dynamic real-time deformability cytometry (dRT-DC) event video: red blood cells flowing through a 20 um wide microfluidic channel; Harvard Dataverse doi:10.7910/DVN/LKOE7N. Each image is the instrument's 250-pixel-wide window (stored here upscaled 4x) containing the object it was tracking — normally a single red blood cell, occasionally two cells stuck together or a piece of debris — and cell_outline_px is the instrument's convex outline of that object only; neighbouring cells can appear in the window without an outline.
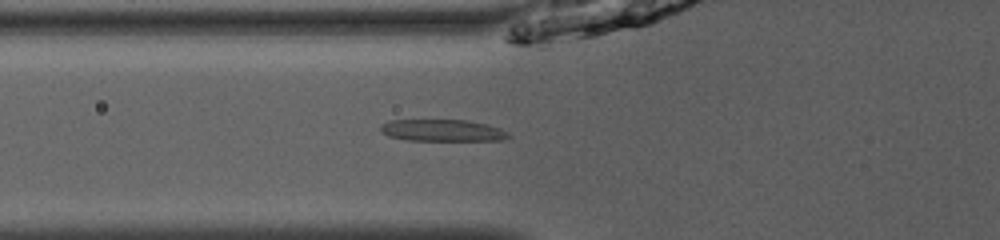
{"species": "common noctule bat (a hibernating species)", "species_latin": "Nyctalus noctula", "temperature_condition": "room temperature", "stored_images_in_passage": 51, "camera_frame_rate_fps": 3000, "um_per_image_px": 0.085, "animal": {"sex": "male", "body_mass_g": 13.0, "forearm_length_mm": 53.1}, "frame": {"image": 1, "passage_image": 20, "time_ms": 6.333, "image_size_px": [1000, 240], "cell_outline_px": [[512, 136], [504, 140], [408, 140], [388, 136], [380, 132], [380, 124], [388, 120], [468, 120], [488, 124], [500, 128], [508, 132]], "centroid_in_image_um": [37.61, 11.08], "position_along_channel_um": 88.2, "area_um2": 16.42}}
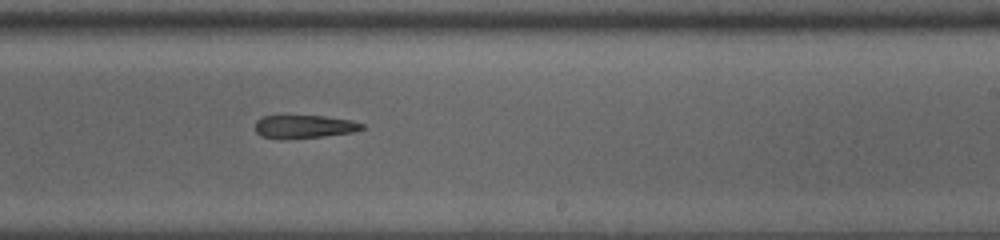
{"frame": {"image": 2, "passage_image": 33, "time_ms": 10.667, "image_size_px": [1000, 240], "cell_outline_px": [[364, 128], [352, 132], [324, 136], [280, 140], [260, 136], [256, 132], [256, 120], [264, 116], [324, 116], [352, 120], [364, 124]], "centroid_in_image_um": [25.83, 10.77], "position_along_channel_um": 263.2, "area_um2": 14.51}}
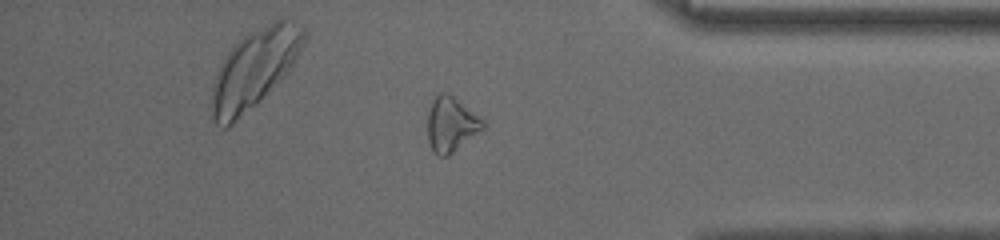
{"frame": {"image": 3, "passage_image": 44, "time_ms": 14.333, "image_size_px": [1000, 240], "cell_outline_px": [[488, 128], [448, 156], [440, 156], [432, 152], [428, 140], [428, 108], [432, 100], [440, 92], [444, 92], [452, 96], [480, 116], [488, 124]], "centroid_in_image_um": [38.39, 10.6], "position_along_channel_um": 396.8, "area_um2": 18.15}, "authors_computed_cell_mechanics": {"area_um2": 17.051, "velocity_mm_per_s": 4.0189, "shape_relaxation_time_tau1_ms": null, "shape_relaxation_time_tau2_ms": 3.3693, "deformation_change_tau1": null, "deformation_change_tau2": 0.1597}}